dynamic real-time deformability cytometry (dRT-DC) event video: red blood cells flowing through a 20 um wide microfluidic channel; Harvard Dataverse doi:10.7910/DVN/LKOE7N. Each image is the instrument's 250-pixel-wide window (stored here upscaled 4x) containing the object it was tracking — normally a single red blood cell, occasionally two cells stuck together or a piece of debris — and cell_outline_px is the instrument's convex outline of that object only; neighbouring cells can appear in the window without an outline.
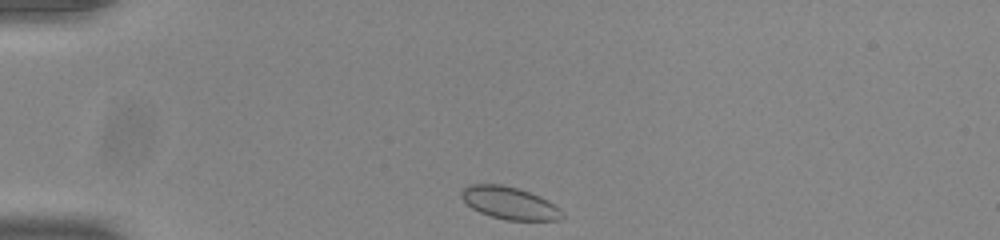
{"species": "common noctule bat (a hibernating species)", "species_latin": "Nyctalus noctula", "temperature_condition": "room temperature", "stored_images_in_passage": 34, "camera_frame_rate_fps": 3000, "um_per_image_px": 0.085, "animal": {"sex": "male", "body_mass_g": 20.0, "forearm_length_mm": 53.3}, "frame": {"image": 1, "passage_image": 1, "time_ms": 0.0, "image_size_px": [1000, 240], "cell_outline_px": [[564, 216], [560, 220], [504, 220], [480, 212], [472, 208], [460, 196], [460, 192], [468, 184], [500, 184], [516, 188], [540, 196], [548, 200], [560, 208]], "centroid_in_image_um": [43.31, 17.26], "position_along_channel_um": 41.7, "area_um2": 18.96}}
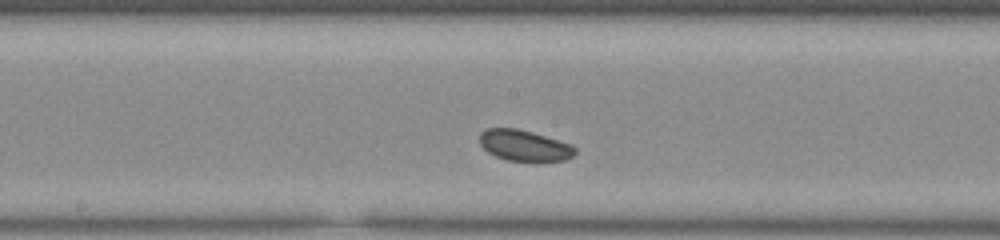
{"frame": {"image": 2, "passage_image": 17, "time_ms": 5.333, "image_size_px": [1000, 240], "cell_outline_px": [[576, 152], [572, 156], [564, 160], [536, 164], [532, 164], [508, 160], [496, 156], [488, 152], [480, 144], [480, 132], [488, 128], [516, 128], [532, 132], [572, 144], [576, 148]], "centroid_in_image_um": [44.61, 12.41], "position_along_channel_um": 203.6, "area_um2": 17.8}}
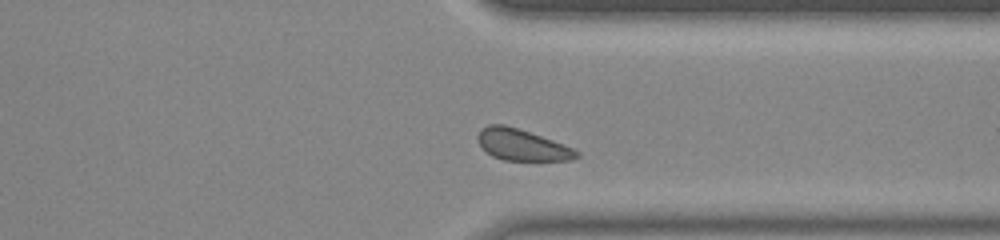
{"frame": {"image": 3, "passage_image": 30, "time_ms": 9.667, "image_size_px": [1000, 240], "cell_outline_px": [[580, 156], [572, 160], [504, 160], [492, 156], [480, 144], [476, 136], [488, 124], [504, 124], [552, 140], [572, 148], [580, 152]], "centroid_in_image_um": [44.38, 12.32], "position_along_channel_um": 367.0, "area_um2": 17.63}}